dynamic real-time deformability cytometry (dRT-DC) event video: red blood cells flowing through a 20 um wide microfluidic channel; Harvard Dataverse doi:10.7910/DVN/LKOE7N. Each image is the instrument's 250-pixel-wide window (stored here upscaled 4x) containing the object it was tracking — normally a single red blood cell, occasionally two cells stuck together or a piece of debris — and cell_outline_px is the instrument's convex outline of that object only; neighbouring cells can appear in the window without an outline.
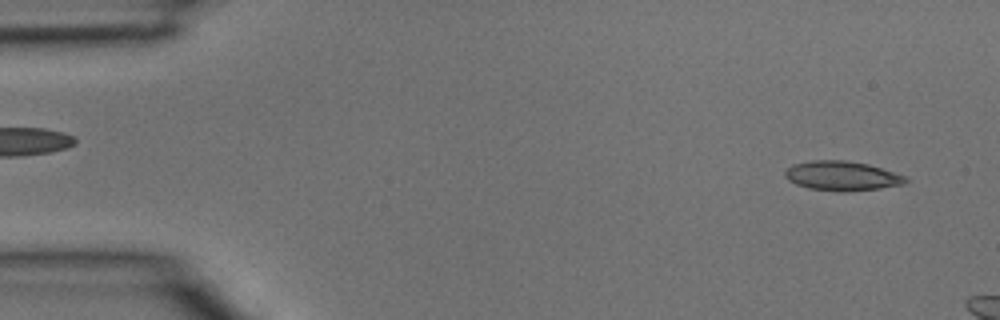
{"species": "common noctule bat (a hibernating species)", "species_latin": "Nyctalus noctula", "temperature_condition": "room temperature", "stored_images_in_passage": 4, "segment_of_instrument_passage": [2, 2], "camera_frame_rate_fps": 3000, "um_per_image_px": 0.085, "animal": {"sex": "male", "body_mass_g": 15.6}, "frame": {"image": 1, "passage_image": 4, "time_ms": 1.0, "image_size_px": [1000, 320], "cell_outline_px": [[908, 180], [904, 184], [880, 188], [848, 192], [836, 192], [808, 188], [796, 184], [788, 180], [784, 176], [784, 172], [792, 164], [812, 160], [844, 160], [868, 164], [904, 176]], "centroid_in_image_um": [71.52, 14.96], "position_along_channel_um": 13.5, "area_um2": 20.75}}